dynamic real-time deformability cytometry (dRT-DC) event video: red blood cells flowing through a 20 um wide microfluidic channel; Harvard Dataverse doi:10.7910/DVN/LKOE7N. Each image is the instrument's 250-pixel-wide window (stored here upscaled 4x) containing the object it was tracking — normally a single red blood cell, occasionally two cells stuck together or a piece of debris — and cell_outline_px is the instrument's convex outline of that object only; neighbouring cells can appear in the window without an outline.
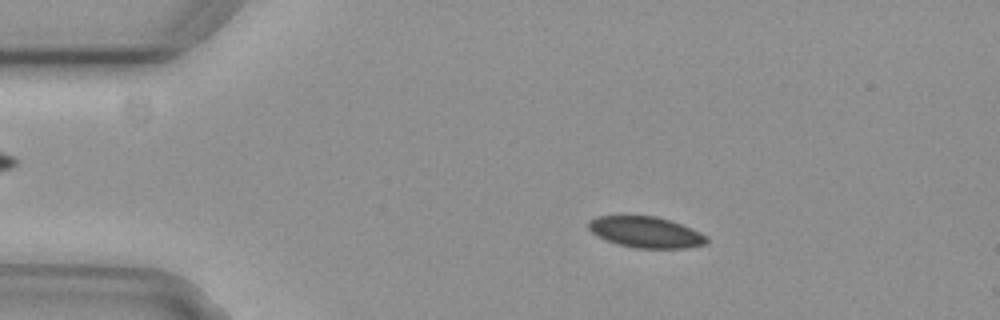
{"species": "common noctule bat (a hibernating species)", "species_latin": "Nyctalus noctula", "temperature_condition": "cold", "stored_images_in_passage": 4, "camera_frame_rate_fps": 3000, "um_per_image_px": 0.085, "animal": {"sex": "female", "body_mass_g": 29.2, "forearm_length_mm": 56.3}, "frame": {"image": 1, "passage_image": 2, "time_ms": 0.333, "image_size_px": [1000, 320], "cell_outline_px": [[708, 244], [684, 248], [636, 248], [616, 244], [592, 232], [588, 228], [588, 220], [596, 216], [656, 216], [692, 228], [708, 236]], "centroid_in_image_um": [54.92, 19.74], "position_along_channel_um": 30.1, "area_um2": 21.33}}